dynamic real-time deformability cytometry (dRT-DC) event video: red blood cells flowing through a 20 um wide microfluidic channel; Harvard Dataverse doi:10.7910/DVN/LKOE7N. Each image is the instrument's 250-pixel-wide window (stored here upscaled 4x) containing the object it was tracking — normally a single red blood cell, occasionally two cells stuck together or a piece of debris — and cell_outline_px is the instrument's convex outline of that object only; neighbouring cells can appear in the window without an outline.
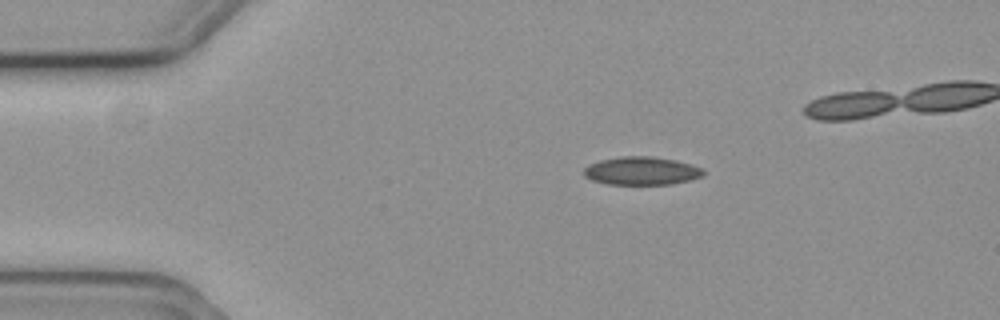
{"species": "common noctule bat (a hibernating species)", "species_latin": "Nyctalus noctula", "temperature_condition": "cold", "stored_images_in_passage": 8, "camera_frame_rate_fps": 3000, "um_per_image_px": 0.085, "animal": {"sex": "female", "body_mass_g": 19.3, "forearm_length_mm": 54.1}, "frame": {"image": 1, "passage_image": 1, "time_ms": 0.0, "image_size_px": [1000, 320], "cell_outline_px": [[704, 176], [672, 184], [608, 184], [592, 180], [584, 176], [584, 168], [588, 164], [600, 160], [620, 156], [652, 156], [676, 160], [692, 164], [704, 168]], "centroid_in_image_um": [54.55, 14.51], "position_along_channel_um": 30.5, "area_um2": 19.77}}
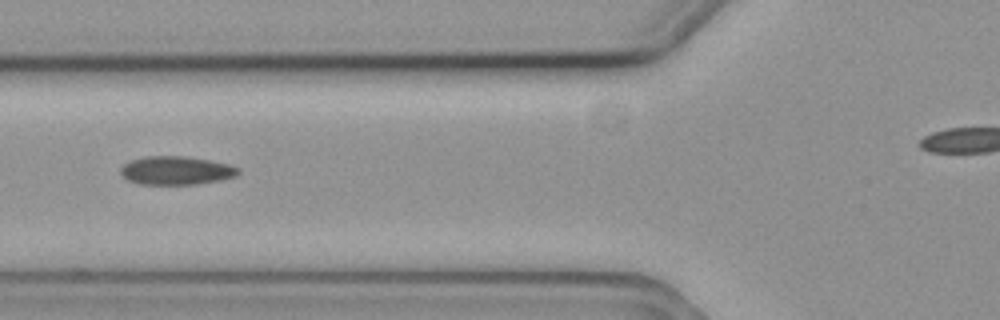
{"frame": {"image": 2, "passage_image": 4, "time_ms": 1.0, "image_size_px": [1000, 320], "cell_outline_px": [[240, 172], [236, 176], [220, 180], [196, 184], [140, 184], [128, 180], [120, 172], [120, 168], [124, 164], [132, 160], [144, 156], [184, 156], [208, 160], [228, 164], [240, 168]], "centroid_in_image_um": [14.98, 14.49], "position_along_channel_um": 110.8, "area_um2": 19.42}}
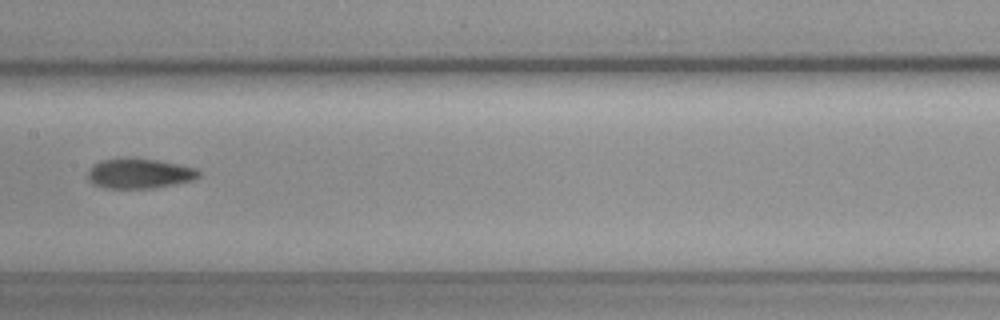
{"frame": {"image": 3, "passage_image": 6, "time_ms": 1.667, "image_size_px": [1000, 320], "cell_outline_px": [[200, 176], [192, 180], [176, 184], [156, 188], [104, 188], [92, 184], [88, 180], [88, 168], [92, 164], [100, 160], [156, 160], [196, 168], [200, 172]], "centroid_in_image_um": [11.82, 14.78], "position_along_channel_um": 195.6, "area_um2": 19.02}}